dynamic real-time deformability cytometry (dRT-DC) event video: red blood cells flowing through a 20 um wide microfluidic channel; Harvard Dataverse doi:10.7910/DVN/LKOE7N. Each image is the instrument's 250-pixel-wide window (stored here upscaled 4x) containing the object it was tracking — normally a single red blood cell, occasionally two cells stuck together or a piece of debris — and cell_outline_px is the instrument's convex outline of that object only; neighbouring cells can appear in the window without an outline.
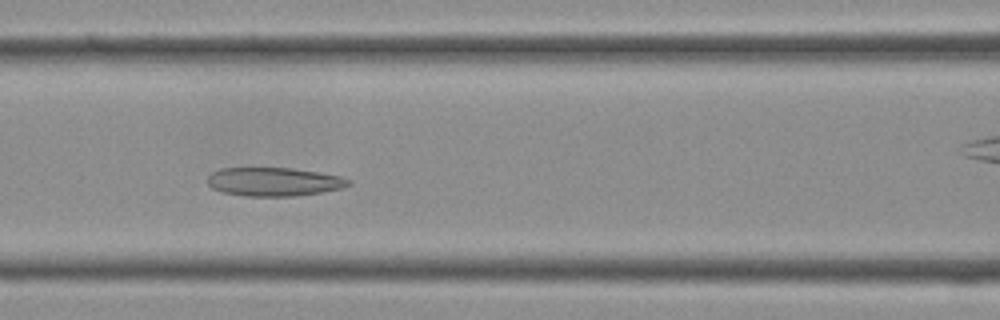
{"species": "Egyptian fruit bat (a non-hibernating species)", "species_latin": "Rousettus aegyptiacus", "temperature_condition": "cold", "stored_images_in_passage": 30, "camera_frame_rate_fps": 3000, "um_per_image_px": 0.085, "frame": {"image": 1, "passage_image": 7, "time_ms": 2.0, "image_size_px": [1000, 320], "cell_outline_px": [[352, 184], [344, 188], [296, 196], [244, 196], [224, 192], [212, 188], [208, 184], [208, 176], [212, 172], [220, 168], [292, 168], [320, 172], [340, 176], [352, 180]], "centroid_in_image_um": [23.32, 15.44], "position_along_channel_um": 143.3, "area_um2": 23.64}}
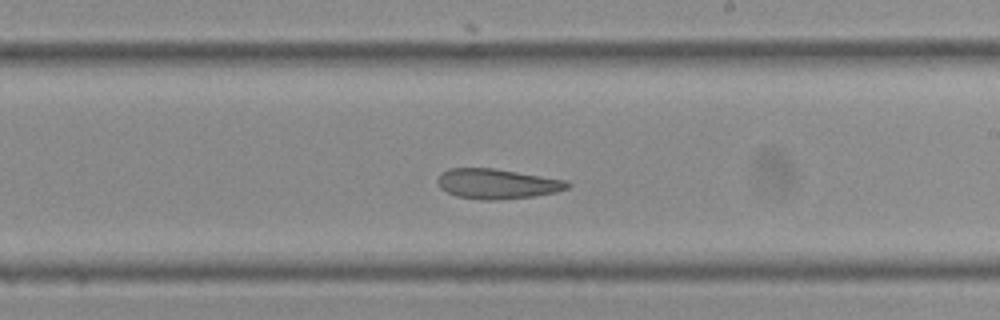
{"frame": {"image": 2, "passage_image": 13, "time_ms": 4.0, "image_size_px": [1000, 320], "cell_outline_px": [[572, 184], [568, 188], [556, 192], [532, 196], [496, 200], [484, 200], [456, 196], [440, 188], [436, 180], [440, 172], [448, 168], [496, 168], [568, 180]], "centroid_in_image_um": [42.25, 15.61], "position_along_channel_um": 246.7, "area_um2": 22.95}}
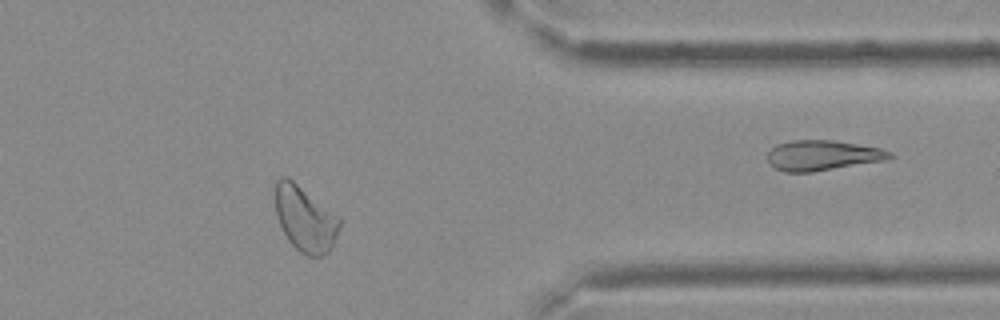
{"frame": {"image": 3, "passage_image": 22, "time_ms": 7.0, "image_size_px": [1000, 320], "cell_outline_px": [[340, 228], [332, 248], [328, 252], [320, 256], [308, 256], [300, 252], [288, 240], [276, 216], [276, 180], [280, 176], [288, 176], [340, 216]], "centroid_in_image_um": [25.96, 18.58], "position_along_channel_um": 385.4, "area_um2": 24.68}}